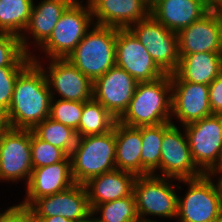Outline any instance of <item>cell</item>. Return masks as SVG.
Returning a JSON list of instances; mask_svg holds the SVG:
<instances>
[{"mask_svg":"<svg viewBox=\"0 0 222 222\" xmlns=\"http://www.w3.org/2000/svg\"><path fill=\"white\" fill-rule=\"evenodd\" d=\"M51 92L44 71L32 61L17 77L5 114L8 127L32 130L49 117Z\"/></svg>","mask_w":222,"mask_h":222,"instance_id":"obj_1","label":"cell"},{"mask_svg":"<svg viewBox=\"0 0 222 222\" xmlns=\"http://www.w3.org/2000/svg\"><path fill=\"white\" fill-rule=\"evenodd\" d=\"M172 84L170 74L139 82L127 109L117 119L130 127L155 126L171 122Z\"/></svg>","mask_w":222,"mask_h":222,"instance_id":"obj_2","label":"cell"},{"mask_svg":"<svg viewBox=\"0 0 222 222\" xmlns=\"http://www.w3.org/2000/svg\"><path fill=\"white\" fill-rule=\"evenodd\" d=\"M116 28L93 24L66 58L92 82L116 65Z\"/></svg>","mask_w":222,"mask_h":222,"instance_id":"obj_3","label":"cell"},{"mask_svg":"<svg viewBox=\"0 0 222 222\" xmlns=\"http://www.w3.org/2000/svg\"><path fill=\"white\" fill-rule=\"evenodd\" d=\"M115 153L114 127L104 134L78 137L69 155L75 184L84 185L91 178L116 169Z\"/></svg>","mask_w":222,"mask_h":222,"instance_id":"obj_4","label":"cell"},{"mask_svg":"<svg viewBox=\"0 0 222 222\" xmlns=\"http://www.w3.org/2000/svg\"><path fill=\"white\" fill-rule=\"evenodd\" d=\"M74 0L62 13L49 38L38 48L48 59H65L94 24L89 1Z\"/></svg>","mask_w":222,"mask_h":222,"instance_id":"obj_5","label":"cell"},{"mask_svg":"<svg viewBox=\"0 0 222 222\" xmlns=\"http://www.w3.org/2000/svg\"><path fill=\"white\" fill-rule=\"evenodd\" d=\"M172 181L178 180L154 174L137 176L133 194L139 219L159 216L173 220L177 217L178 194L175 190L182 188Z\"/></svg>","mask_w":222,"mask_h":222,"instance_id":"obj_6","label":"cell"},{"mask_svg":"<svg viewBox=\"0 0 222 222\" xmlns=\"http://www.w3.org/2000/svg\"><path fill=\"white\" fill-rule=\"evenodd\" d=\"M184 128L197 168L203 173L221 168L222 115L212 114L182 126Z\"/></svg>","mask_w":222,"mask_h":222,"instance_id":"obj_7","label":"cell"},{"mask_svg":"<svg viewBox=\"0 0 222 222\" xmlns=\"http://www.w3.org/2000/svg\"><path fill=\"white\" fill-rule=\"evenodd\" d=\"M213 179L203 174L197 178L178 180L188 189L184 196H178L177 222H214L222 213Z\"/></svg>","mask_w":222,"mask_h":222,"instance_id":"obj_8","label":"cell"},{"mask_svg":"<svg viewBox=\"0 0 222 222\" xmlns=\"http://www.w3.org/2000/svg\"><path fill=\"white\" fill-rule=\"evenodd\" d=\"M31 156V130L7 126L0 131V182L26 181L27 185L33 170Z\"/></svg>","mask_w":222,"mask_h":222,"instance_id":"obj_9","label":"cell"},{"mask_svg":"<svg viewBox=\"0 0 222 222\" xmlns=\"http://www.w3.org/2000/svg\"><path fill=\"white\" fill-rule=\"evenodd\" d=\"M129 29L165 74H173L177 71L179 66L177 32L160 24L152 15L133 23Z\"/></svg>","mask_w":222,"mask_h":222,"instance_id":"obj_10","label":"cell"},{"mask_svg":"<svg viewBox=\"0 0 222 222\" xmlns=\"http://www.w3.org/2000/svg\"><path fill=\"white\" fill-rule=\"evenodd\" d=\"M203 173L194 163L186 132L172 122L164 123L160 176L176 180L197 178Z\"/></svg>","mask_w":222,"mask_h":222,"instance_id":"obj_11","label":"cell"},{"mask_svg":"<svg viewBox=\"0 0 222 222\" xmlns=\"http://www.w3.org/2000/svg\"><path fill=\"white\" fill-rule=\"evenodd\" d=\"M31 58L44 71L52 98L57 95L58 99L80 102L93 98V82L66 58L49 59L47 67L36 54H31Z\"/></svg>","mask_w":222,"mask_h":222,"instance_id":"obj_12","label":"cell"},{"mask_svg":"<svg viewBox=\"0 0 222 222\" xmlns=\"http://www.w3.org/2000/svg\"><path fill=\"white\" fill-rule=\"evenodd\" d=\"M115 59L116 66L138 82L153 81L165 75L129 28H116Z\"/></svg>","mask_w":222,"mask_h":222,"instance_id":"obj_13","label":"cell"},{"mask_svg":"<svg viewBox=\"0 0 222 222\" xmlns=\"http://www.w3.org/2000/svg\"><path fill=\"white\" fill-rule=\"evenodd\" d=\"M172 84V119L180 126L212 115L209 85L183 81L176 73L170 74ZM175 117V118H174Z\"/></svg>","mask_w":222,"mask_h":222,"instance_id":"obj_14","label":"cell"},{"mask_svg":"<svg viewBox=\"0 0 222 222\" xmlns=\"http://www.w3.org/2000/svg\"><path fill=\"white\" fill-rule=\"evenodd\" d=\"M138 83L115 65L93 82V98L118 119L127 109Z\"/></svg>","mask_w":222,"mask_h":222,"instance_id":"obj_15","label":"cell"},{"mask_svg":"<svg viewBox=\"0 0 222 222\" xmlns=\"http://www.w3.org/2000/svg\"><path fill=\"white\" fill-rule=\"evenodd\" d=\"M177 35L179 55L222 53V11H209Z\"/></svg>","mask_w":222,"mask_h":222,"instance_id":"obj_16","label":"cell"},{"mask_svg":"<svg viewBox=\"0 0 222 222\" xmlns=\"http://www.w3.org/2000/svg\"><path fill=\"white\" fill-rule=\"evenodd\" d=\"M29 207L34 222H38L41 218L56 215L77 221L92 211L87 189L83 184H74L63 192L40 197Z\"/></svg>","mask_w":222,"mask_h":222,"instance_id":"obj_17","label":"cell"},{"mask_svg":"<svg viewBox=\"0 0 222 222\" xmlns=\"http://www.w3.org/2000/svg\"><path fill=\"white\" fill-rule=\"evenodd\" d=\"M94 24L127 29L151 15V4L146 0H88Z\"/></svg>","mask_w":222,"mask_h":222,"instance_id":"obj_18","label":"cell"},{"mask_svg":"<svg viewBox=\"0 0 222 222\" xmlns=\"http://www.w3.org/2000/svg\"><path fill=\"white\" fill-rule=\"evenodd\" d=\"M75 184L71 172V160L68 155L64 160L52 165L34 168L22 204L30 206L36 199L63 192Z\"/></svg>","mask_w":222,"mask_h":222,"instance_id":"obj_19","label":"cell"},{"mask_svg":"<svg viewBox=\"0 0 222 222\" xmlns=\"http://www.w3.org/2000/svg\"><path fill=\"white\" fill-rule=\"evenodd\" d=\"M73 1L39 0L38 4H33L27 27L19 37L22 48L27 54H32L28 49L30 43H35V48L38 49L49 38L62 13ZM29 37H32L33 41Z\"/></svg>","mask_w":222,"mask_h":222,"instance_id":"obj_20","label":"cell"},{"mask_svg":"<svg viewBox=\"0 0 222 222\" xmlns=\"http://www.w3.org/2000/svg\"><path fill=\"white\" fill-rule=\"evenodd\" d=\"M136 178L133 173L119 169L91 178L84 184L90 208L132 195Z\"/></svg>","mask_w":222,"mask_h":222,"instance_id":"obj_21","label":"cell"},{"mask_svg":"<svg viewBox=\"0 0 222 222\" xmlns=\"http://www.w3.org/2000/svg\"><path fill=\"white\" fill-rule=\"evenodd\" d=\"M208 12L199 0H155L151 4V15L160 24L177 33Z\"/></svg>","mask_w":222,"mask_h":222,"instance_id":"obj_22","label":"cell"},{"mask_svg":"<svg viewBox=\"0 0 222 222\" xmlns=\"http://www.w3.org/2000/svg\"><path fill=\"white\" fill-rule=\"evenodd\" d=\"M116 169L133 173L136 176L149 173L141 166V127H130L116 121L114 125Z\"/></svg>","mask_w":222,"mask_h":222,"instance_id":"obj_23","label":"cell"},{"mask_svg":"<svg viewBox=\"0 0 222 222\" xmlns=\"http://www.w3.org/2000/svg\"><path fill=\"white\" fill-rule=\"evenodd\" d=\"M175 73L185 82L209 85L222 73V53L179 55V66Z\"/></svg>","mask_w":222,"mask_h":222,"instance_id":"obj_24","label":"cell"},{"mask_svg":"<svg viewBox=\"0 0 222 222\" xmlns=\"http://www.w3.org/2000/svg\"><path fill=\"white\" fill-rule=\"evenodd\" d=\"M117 119L94 98L85 101L77 137L100 135L111 131Z\"/></svg>","mask_w":222,"mask_h":222,"instance_id":"obj_25","label":"cell"},{"mask_svg":"<svg viewBox=\"0 0 222 222\" xmlns=\"http://www.w3.org/2000/svg\"><path fill=\"white\" fill-rule=\"evenodd\" d=\"M34 0H0V32L21 36L24 32Z\"/></svg>","mask_w":222,"mask_h":222,"instance_id":"obj_26","label":"cell"},{"mask_svg":"<svg viewBox=\"0 0 222 222\" xmlns=\"http://www.w3.org/2000/svg\"><path fill=\"white\" fill-rule=\"evenodd\" d=\"M163 137L164 123L155 126L141 127V166L149 174L160 176V157Z\"/></svg>","mask_w":222,"mask_h":222,"instance_id":"obj_27","label":"cell"},{"mask_svg":"<svg viewBox=\"0 0 222 222\" xmlns=\"http://www.w3.org/2000/svg\"><path fill=\"white\" fill-rule=\"evenodd\" d=\"M32 132L43 141L64 150L68 155L75 147L78 138L75 130L50 117L36 125Z\"/></svg>","mask_w":222,"mask_h":222,"instance_id":"obj_28","label":"cell"},{"mask_svg":"<svg viewBox=\"0 0 222 222\" xmlns=\"http://www.w3.org/2000/svg\"><path fill=\"white\" fill-rule=\"evenodd\" d=\"M91 210L100 222H137L139 220L134 194L95 205Z\"/></svg>","mask_w":222,"mask_h":222,"instance_id":"obj_29","label":"cell"},{"mask_svg":"<svg viewBox=\"0 0 222 222\" xmlns=\"http://www.w3.org/2000/svg\"><path fill=\"white\" fill-rule=\"evenodd\" d=\"M21 45L19 36L0 32V67H27L32 62Z\"/></svg>","mask_w":222,"mask_h":222,"instance_id":"obj_30","label":"cell"},{"mask_svg":"<svg viewBox=\"0 0 222 222\" xmlns=\"http://www.w3.org/2000/svg\"><path fill=\"white\" fill-rule=\"evenodd\" d=\"M83 107L84 102L52 98L49 117L77 131Z\"/></svg>","mask_w":222,"mask_h":222,"instance_id":"obj_31","label":"cell"},{"mask_svg":"<svg viewBox=\"0 0 222 222\" xmlns=\"http://www.w3.org/2000/svg\"><path fill=\"white\" fill-rule=\"evenodd\" d=\"M31 155L33 169L58 163L68 156L64 150L38 138L32 130Z\"/></svg>","mask_w":222,"mask_h":222,"instance_id":"obj_32","label":"cell"},{"mask_svg":"<svg viewBox=\"0 0 222 222\" xmlns=\"http://www.w3.org/2000/svg\"><path fill=\"white\" fill-rule=\"evenodd\" d=\"M26 67H0V110H9L18 75Z\"/></svg>","mask_w":222,"mask_h":222,"instance_id":"obj_33","label":"cell"},{"mask_svg":"<svg viewBox=\"0 0 222 222\" xmlns=\"http://www.w3.org/2000/svg\"><path fill=\"white\" fill-rule=\"evenodd\" d=\"M0 222H34V219L30 207L20 202L0 212Z\"/></svg>","mask_w":222,"mask_h":222,"instance_id":"obj_34","label":"cell"},{"mask_svg":"<svg viewBox=\"0 0 222 222\" xmlns=\"http://www.w3.org/2000/svg\"><path fill=\"white\" fill-rule=\"evenodd\" d=\"M209 103L212 114L222 115V73L209 84Z\"/></svg>","mask_w":222,"mask_h":222,"instance_id":"obj_35","label":"cell"},{"mask_svg":"<svg viewBox=\"0 0 222 222\" xmlns=\"http://www.w3.org/2000/svg\"><path fill=\"white\" fill-rule=\"evenodd\" d=\"M208 175L211 178L214 177L215 179H217L216 182H215V180H213V181H214V183H216L215 186H216L218 196L220 198V203H221V206H222V168L212 170L208 173Z\"/></svg>","mask_w":222,"mask_h":222,"instance_id":"obj_36","label":"cell"},{"mask_svg":"<svg viewBox=\"0 0 222 222\" xmlns=\"http://www.w3.org/2000/svg\"><path fill=\"white\" fill-rule=\"evenodd\" d=\"M209 11H222V0H199Z\"/></svg>","mask_w":222,"mask_h":222,"instance_id":"obj_37","label":"cell"},{"mask_svg":"<svg viewBox=\"0 0 222 222\" xmlns=\"http://www.w3.org/2000/svg\"><path fill=\"white\" fill-rule=\"evenodd\" d=\"M38 222H76L71 219L64 218L61 215H56L52 217L41 218Z\"/></svg>","mask_w":222,"mask_h":222,"instance_id":"obj_38","label":"cell"},{"mask_svg":"<svg viewBox=\"0 0 222 222\" xmlns=\"http://www.w3.org/2000/svg\"><path fill=\"white\" fill-rule=\"evenodd\" d=\"M96 215L91 211L85 217L77 220L76 222H100Z\"/></svg>","mask_w":222,"mask_h":222,"instance_id":"obj_39","label":"cell"},{"mask_svg":"<svg viewBox=\"0 0 222 222\" xmlns=\"http://www.w3.org/2000/svg\"><path fill=\"white\" fill-rule=\"evenodd\" d=\"M7 127L5 113L0 110V131Z\"/></svg>","mask_w":222,"mask_h":222,"instance_id":"obj_40","label":"cell"},{"mask_svg":"<svg viewBox=\"0 0 222 222\" xmlns=\"http://www.w3.org/2000/svg\"><path fill=\"white\" fill-rule=\"evenodd\" d=\"M137 222H157L155 219L153 220H151V219H139ZM161 222V221H160Z\"/></svg>","mask_w":222,"mask_h":222,"instance_id":"obj_41","label":"cell"},{"mask_svg":"<svg viewBox=\"0 0 222 222\" xmlns=\"http://www.w3.org/2000/svg\"><path fill=\"white\" fill-rule=\"evenodd\" d=\"M214 222H222V213L214 220Z\"/></svg>","mask_w":222,"mask_h":222,"instance_id":"obj_42","label":"cell"},{"mask_svg":"<svg viewBox=\"0 0 222 222\" xmlns=\"http://www.w3.org/2000/svg\"><path fill=\"white\" fill-rule=\"evenodd\" d=\"M148 3L152 4L155 0H146Z\"/></svg>","mask_w":222,"mask_h":222,"instance_id":"obj_43","label":"cell"}]
</instances>
